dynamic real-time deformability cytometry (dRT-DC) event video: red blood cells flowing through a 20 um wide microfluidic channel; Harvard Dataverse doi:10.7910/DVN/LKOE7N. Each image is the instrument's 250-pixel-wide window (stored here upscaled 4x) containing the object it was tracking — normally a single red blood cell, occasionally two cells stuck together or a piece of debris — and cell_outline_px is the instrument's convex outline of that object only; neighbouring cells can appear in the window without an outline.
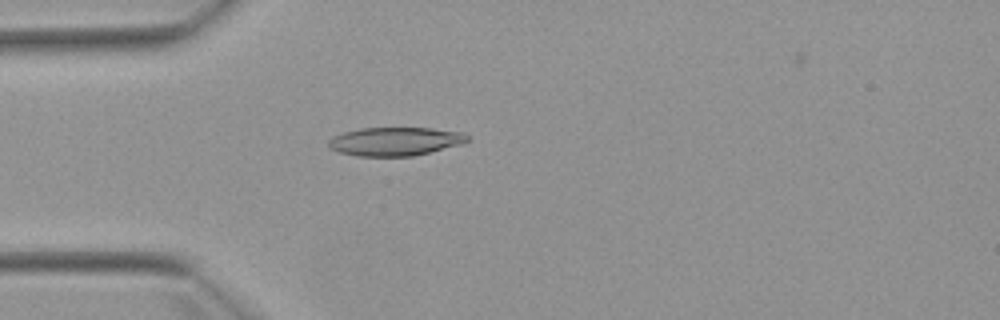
{"species": "Egyptian fruit bat (a non-hibernating species)", "species_latin": "Rousettus aegyptiacus", "temperature_condition": "warm", "stored_images_in_passage": 4, "camera_frame_rate_fps": 3000, "um_per_image_px": 0.085, "animal": {"sex": "female"}, "frame": {"image": 1, "passage_image": 4, "time_ms": 3.333, "image_size_px": [1000, 320], "cell_outline_px": [[468, 140], [460, 144], [412, 156], [356, 156], [340, 152], [328, 148], [328, 140], [332, 136], [344, 132], [360, 128], [432, 128], [464, 132], [468, 136]], "centroid_in_image_um": [33.54, 12.01], "position_along_channel_um": 51.5, "area_um2": 23.0}}